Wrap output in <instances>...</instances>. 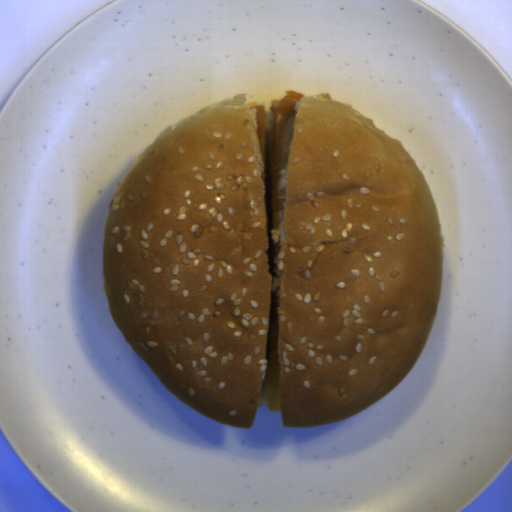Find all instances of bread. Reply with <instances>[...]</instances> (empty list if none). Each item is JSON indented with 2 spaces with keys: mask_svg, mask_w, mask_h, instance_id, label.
<instances>
[{
  "mask_svg": "<svg viewBox=\"0 0 512 512\" xmlns=\"http://www.w3.org/2000/svg\"><path fill=\"white\" fill-rule=\"evenodd\" d=\"M248 94L164 128L108 207L111 318L176 398L228 426L259 406L283 427L333 424L391 392L434 327L442 225L411 154L328 93L281 143L270 233Z\"/></svg>",
  "mask_w": 512,
  "mask_h": 512,
  "instance_id": "bread-1",
  "label": "bread"
}]
</instances>
